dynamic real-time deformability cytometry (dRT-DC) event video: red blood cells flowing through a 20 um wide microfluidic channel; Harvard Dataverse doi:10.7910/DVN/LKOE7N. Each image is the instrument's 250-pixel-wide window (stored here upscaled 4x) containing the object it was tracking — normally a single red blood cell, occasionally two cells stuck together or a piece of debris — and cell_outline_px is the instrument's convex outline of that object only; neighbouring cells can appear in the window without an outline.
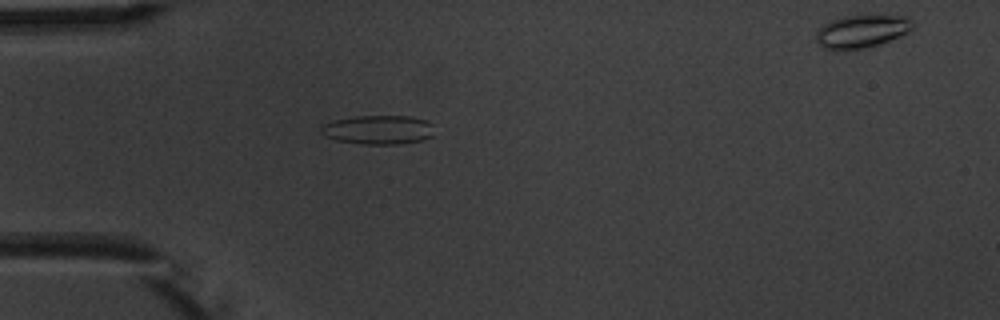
{"species": "common noctule bat (a hibernating species)", "species_latin": "Nyctalus noctula", "temperature_condition": "warm", "stored_images_in_passage": 5, "segment_of_instrument_passage": [1, 2], "camera_frame_rate_fps": 3000, "um_per_image_px": 0.085, "animal": {"sex": "male", "body_mass_g": 20.1, "forearm_length_mm": 53.5}, "frame": {"image": 1, "passage_image": 4, "time_ms": 3.667, "image_size_px": [1000, 320], "cell_outline_px": [[432, 136], [420, 140], [396, 144], [364, 144], [336, 140], [324, 136], [320, 132], [320, 128], [324, 124], [332, 120], [356, 116], [412, 116], [428, 120], [432, 124]], "centroid_in_image_um": [32.13, 11.02], "position_along_channel_um": 52.9, "area_um2": 19.19}}